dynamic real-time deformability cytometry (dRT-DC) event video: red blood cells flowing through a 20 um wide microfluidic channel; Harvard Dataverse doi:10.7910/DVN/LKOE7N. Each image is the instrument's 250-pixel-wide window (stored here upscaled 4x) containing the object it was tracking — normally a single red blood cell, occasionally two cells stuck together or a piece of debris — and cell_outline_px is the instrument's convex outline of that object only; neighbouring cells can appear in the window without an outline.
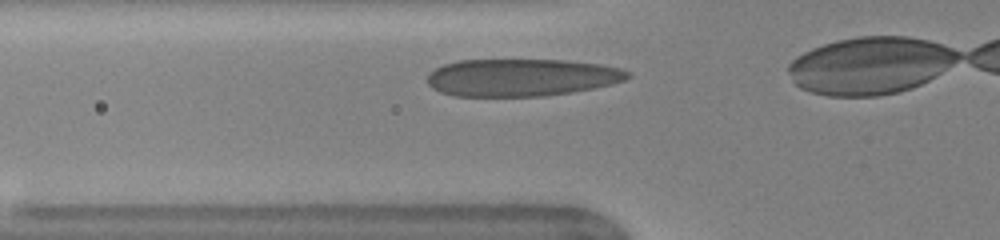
{"species": "human", "species_latin": "Homo sapiens", "temperature_condition": "warm", "stored_images_in_passage": 7, "camera_frame_rate_fps": 3000, "um_per_image_px": 0.085, "donor": {"sex": "female"}, "frame": {"image": 1, "passage_image": 2, "time_ms": 0.333, "image_size_px": [1000, 240], "cell_outline_px": [[632, 76], [624, 80], [612, 84], [592, 88], [568, 92], [540, 96], [456, 96], [440, 92], [432, 88], [428, 84], [428, 72], [444, 64], [456, 60], [564, 60], [600, 64], [620, 68], [632, 72]], "centroid_in_image_um": [44.31, 6.58], "position_along_channel_um": 81.5, "area_um2": 43.7}}